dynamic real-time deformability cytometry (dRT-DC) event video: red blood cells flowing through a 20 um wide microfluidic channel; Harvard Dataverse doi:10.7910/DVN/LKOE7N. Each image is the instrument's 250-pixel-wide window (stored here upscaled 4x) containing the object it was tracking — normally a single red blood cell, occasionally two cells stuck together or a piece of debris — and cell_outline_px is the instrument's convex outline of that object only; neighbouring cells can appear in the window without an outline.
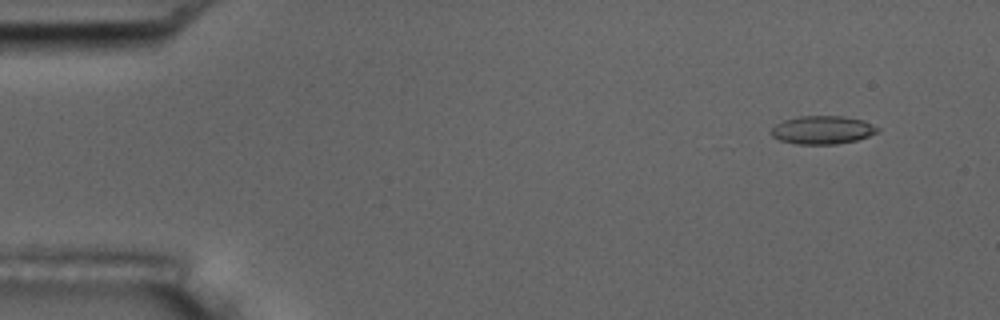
{"species": "common noctule bat (a hibernating species)", "species_latin": "Nyctalus noctula", "temperature_condition": "room temperature", "stored_images_in_passage": 5, "camera_frame_rate_fps": 3000, "um_per_image_px": 0.085, "animal": {"sex": "male", "body_mass_g": 17.5, "forearm_length_mm": 52.3}, "frame": {"image": 1, "passage_image": 2, "time_ms": 1.333, "image_size_px": [1000, 320], "cell_outline_px": [[880, 128], [876, 132], [868, 136], [856, 140], [836, 144], [796, 144], [780, 140], [772, 136], [768, 132], [776, 124], [784, 120], [800, 116], [844, 116], [864, 120]], "centroid_in_image_um": [69.89, 11.04], "position_along_channel_um": 15.1, "area_um2": 17.51}}
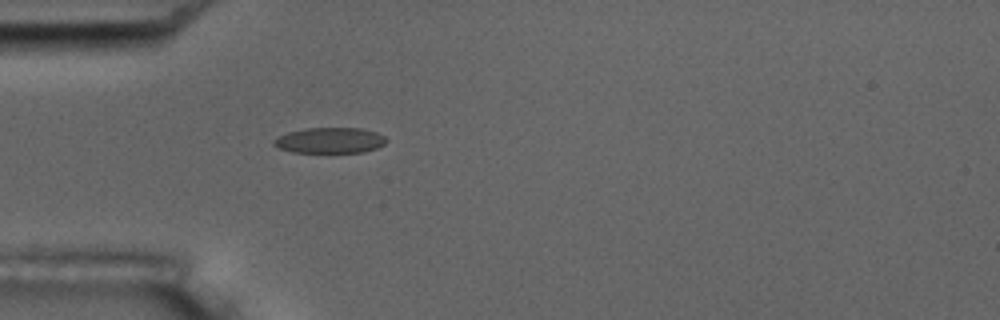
{"frame": {"image": 2, "passage_image": 5, "time_ms": 5.333, "image_size_px": [1000, 320], "cell_outline_px": [[388, 140], [384, 144], [376, 148], [364, 152], [292, 152], [276, 148], [272, 144], [272, 140], [276, 136], [288, 132], [308, 128], [360, 128], [376, 132], [384, 136]], "centroid_in_image_um": [27.99, 11.93], "position_along_channel_um": 57.0, "area_um2": 16.94}}